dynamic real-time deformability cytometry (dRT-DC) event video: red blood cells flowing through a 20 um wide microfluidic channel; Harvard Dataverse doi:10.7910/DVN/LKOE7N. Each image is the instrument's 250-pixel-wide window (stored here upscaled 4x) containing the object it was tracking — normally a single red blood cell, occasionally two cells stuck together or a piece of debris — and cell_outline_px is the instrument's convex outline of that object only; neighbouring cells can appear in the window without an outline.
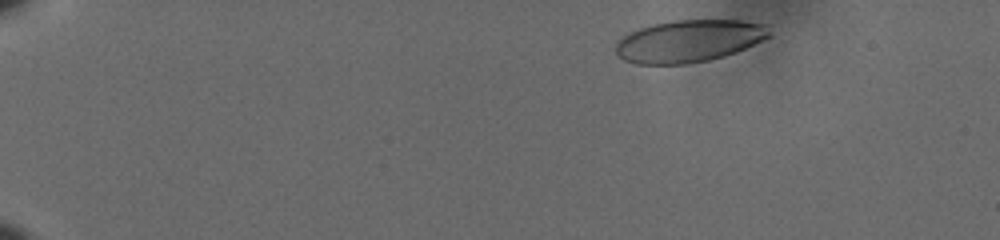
{"species": "human", "species_latin": "Homo sapiens", "temperature_condition": "cold", "stored_images_in_passage": 46, "camera_frame_rate_fps": 3000, "um_per_image_px": 0.085, "donor": {"sex": "male"}, "frame": {"image": 1, "passage_image": 1, "time_ms": 0.0, "image_size_px": [1000, 240], "cell_outline_px": [[772, 36], [736, 52], [724, 56], [708, 60], [684, 64], [636, 64], [624, 60], [616, 56], [616, 44], [628, 32], [652, 24], [676, 20], [740, 20], [772, 24]], "centroid_in_image_um": [58.62, 3.47], "position_along_channel_um": 26.4, "area_um2": 38.21}}
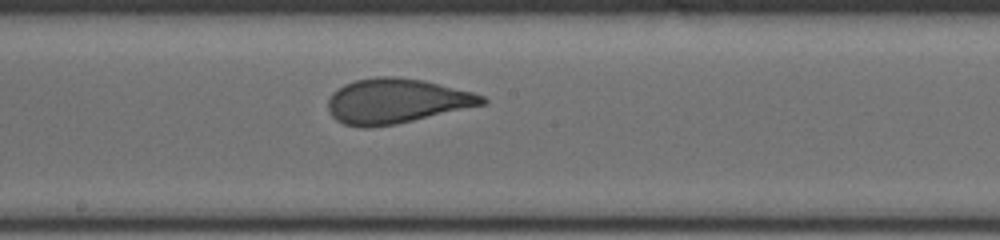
{"frame": {"image": 2, "passage_image": 27, "time_ms": 8.667, "image_size_px": [1000, 240], "cell_outline_px": [[488, 100], [484, 104], [396, 124], [368, 128], [364, 128], [344, 124], [336, 120], [328, 112], [328, 100], [332, 92], [344, 84], [356, 80], [376, 76], [392, 76], [424, 80], [472, 92], [484, 96]], "centroid_in_image_um": [33.64, 8.59], "position_along_channel_um": 214.6, "area_um2": 40.17}}
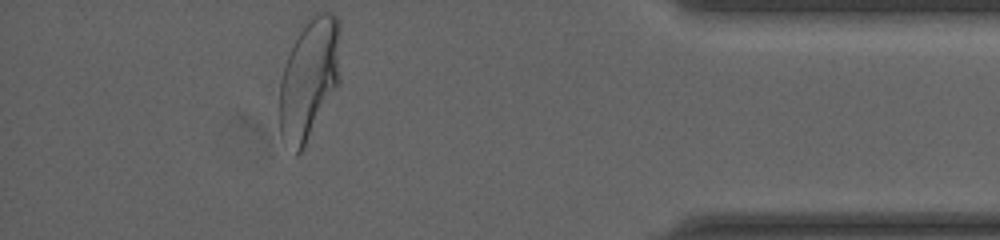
{"frame": {"image": 3, "passage_image": 46, "time_ms": 15.0, "image_size_px": [1000, 240], "cell_outline_px": [[340, 84], [300, 152], [296, 156], [280, 132], [280, 80], [288, 56], [300, 32], [312, 16], [316, 12], [332, 12], [340, 20]], "centroid_in_image_um": [26.33, 6.67], "position_along_channel_um": 408.9, "area_um2": 42.66}, "authors_computed_cell_mechanics": {"area_um2": 40.1421, "velocity_mm_per_s": 3.5834, "shape_relaxation_time_tau1_ms": 4.5702, "shape_relaxation_time_tau2_ms": null, "deformation_change_tau1": 0.1805, "deformation_change_tau2": null}}